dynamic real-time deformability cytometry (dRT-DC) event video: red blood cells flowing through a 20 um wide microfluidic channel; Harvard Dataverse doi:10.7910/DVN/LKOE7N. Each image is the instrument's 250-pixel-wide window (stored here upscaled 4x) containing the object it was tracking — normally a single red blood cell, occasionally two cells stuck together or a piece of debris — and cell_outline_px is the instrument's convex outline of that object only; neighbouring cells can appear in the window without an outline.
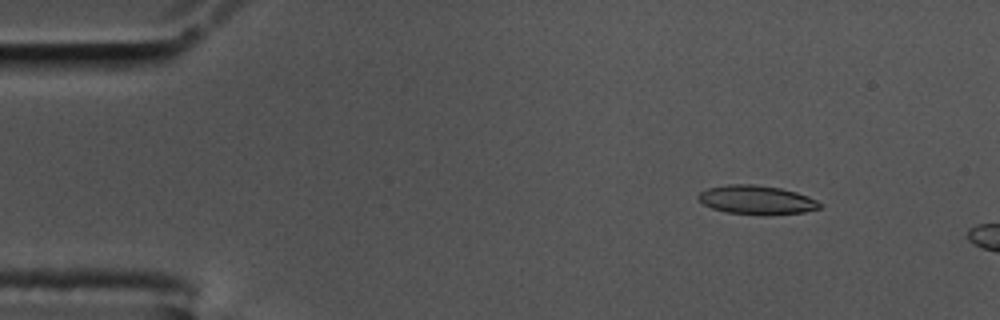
{"species": "common noctule bat (a hibernating species)", "species_latin": "Nyctalus noctula", "temperature_condition": "cold", "stored_images_in_passage": 10, "camera_frame_rate_fps": 3000, "um_per_image_px": 0.085, "animal": {"sex": "male", "body_mass_g": 17.5, "forearm_length_mm": 52.3}, "frame": {"image": 1, "passage_image": 5, "time_ms": 1.333, "image_size_px": [1000, 320], "cell_outline_px": [[820, 208], [804, 212], [764, 216], [724, 212], [712, 208], [704, 204], [696, 196], [700, 192], [708, 188], [728, 184], [752, 184], [780, 188], [796, 192], [808, 196], [816, 200], [820, 204]], "centroid_in_image_um": [64.3, 17.0], "position_along_channel_um": 20.7, "area_um2": 20.58}}